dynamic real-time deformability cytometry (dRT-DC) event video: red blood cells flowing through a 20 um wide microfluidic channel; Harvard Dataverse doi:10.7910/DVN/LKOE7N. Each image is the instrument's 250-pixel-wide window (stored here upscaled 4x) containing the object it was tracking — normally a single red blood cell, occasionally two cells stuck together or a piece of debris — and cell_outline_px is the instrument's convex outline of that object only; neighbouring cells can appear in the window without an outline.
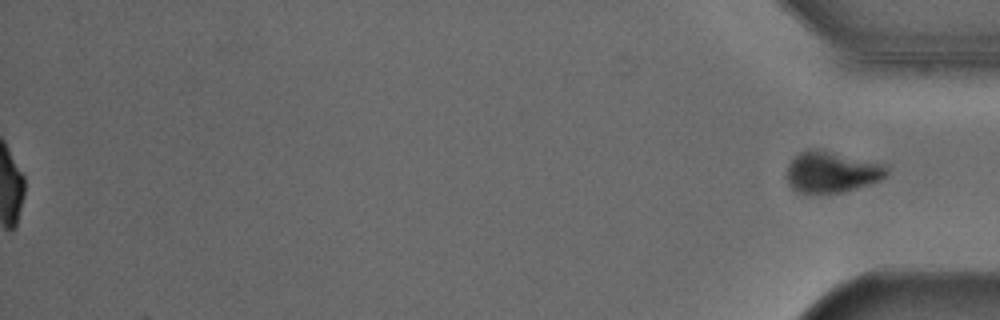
{"species": "Egyptian fruit bat (a non-hibernating species)", "species_latin": "Rousettus aegyptiacus", "temperature_condition": "cold", "stored_images_in_passage": 41, "segment_of_instrument_passage": [2, 2], "camera_frame_rate_fps": 3000, "um_per_image_px": 0.085, "animal": {"sex": "male"}, "frame": {"image": 1, "passage_image": 41, "time_ms": 13.333, "image_size_px": [1000, 320], "cell_outline_px": [[888, 172], [880, 180], [844, 192], [796, 192], [788, 184], [788, 164], [800, 152], [808, 148], [888, 164]], "centroid_in_image_um": [70.71, 14.63], "position_along_channel_um": 364.5, "area_um2": 23.47}}